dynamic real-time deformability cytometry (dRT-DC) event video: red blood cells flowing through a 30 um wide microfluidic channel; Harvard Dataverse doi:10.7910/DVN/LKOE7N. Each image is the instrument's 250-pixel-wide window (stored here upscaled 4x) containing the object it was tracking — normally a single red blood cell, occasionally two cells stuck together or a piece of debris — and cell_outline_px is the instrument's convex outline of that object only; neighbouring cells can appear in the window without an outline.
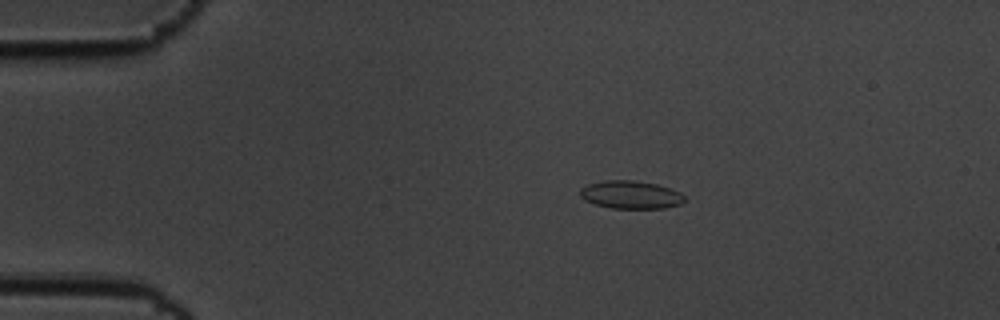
{"species": "common noctule bat (a hibernating species)", "species_latin": "Nyctalus noctula", "temperature_condition": "cold", "stored_images_in_passage": 58, "camera_frame_rate_fps": 3000, "um_per_image_px": 0.085, "animal": {"sex": "male", "body_mass_g": 19.5, "forearm_length_mm": 54.6}, "frame": {"image": 1, "passage_image": 11, "time_ms": 3.333, "image_size_px": [1000, 320], "cell_outline_px": [[684, 200], [680, 204], [664, 208], [612, 208], [596, 204], [584, 200], [580, 196], [580, 188], [588, 184], [604, 180], [632, 180], [656, 184], [680, 192], [684, 196]], "centroid_in_image_um": [53.58, 16.55], "position_along_channel_um": 31.4, "area_um2": 16.88}}
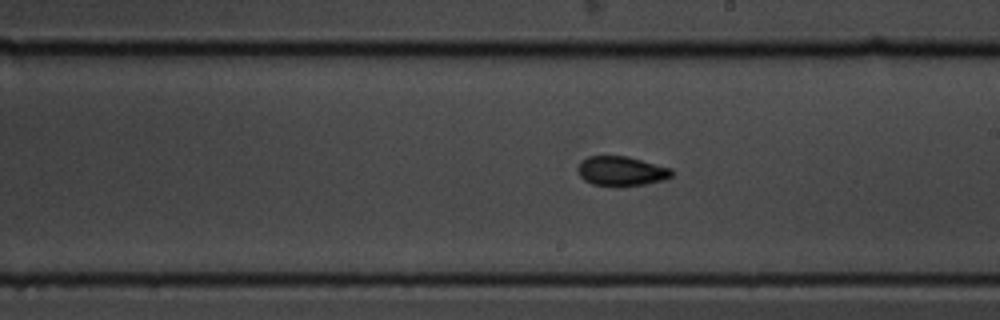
{"frame": {"image": 2, "passage_image": 33, "time_ms": 10.667, "image_size_px": [1000, 320], "cell_outline_px": [[676, 172], [672, 176], [664, 180], [644, 184], [620, 188], [616, 188], [592, 184], [584, 180], [580, 176], [580, 164], [588, 156], [628, 156], [672, 168]], "centroid_in_image_um": [52.89, 14.57], "position_along_channel_um": 236.1, "area_um2": 16.47}}
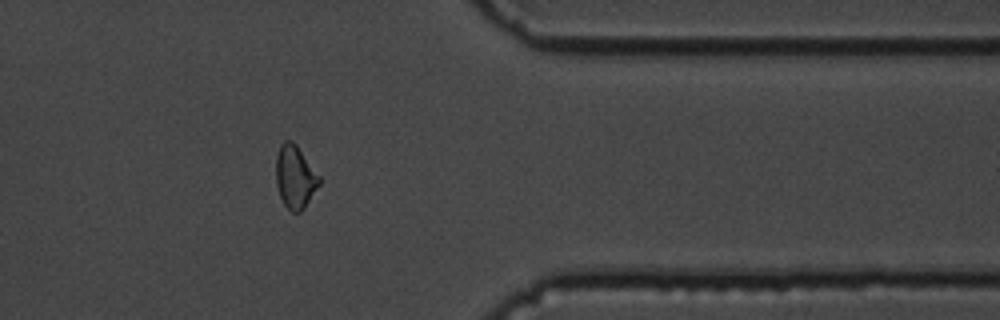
{"frame": {"image": 3, "passage_image": 47, "time_ms": 15.333, "image_size_px": [1000, 320], "cell_outline_px": [[320, 184], [304, 208], [300, 212], [292, 212], [284, 204], [280, 196], [276, 184], [276, 156], [280, 144], [284, 140], [292, 140], [296, 144], [320, 176]], "centroid_in_image_um": [25.08, 15.02], "position_along_channel_um": 386.3, "area_um2": 15.9}, "authors_computed_cell_mechanics": {"area_um2": 16.3285, "velocity_mm_per_s": 3.4922, "shape_relaxation_time_tau1_ms": 7.5364, "shape_relaxation_time_tau2_ms": 4.9045, "deformation_change_tau1": 0.1147, "deformation_change_tau2": 0.0756}}